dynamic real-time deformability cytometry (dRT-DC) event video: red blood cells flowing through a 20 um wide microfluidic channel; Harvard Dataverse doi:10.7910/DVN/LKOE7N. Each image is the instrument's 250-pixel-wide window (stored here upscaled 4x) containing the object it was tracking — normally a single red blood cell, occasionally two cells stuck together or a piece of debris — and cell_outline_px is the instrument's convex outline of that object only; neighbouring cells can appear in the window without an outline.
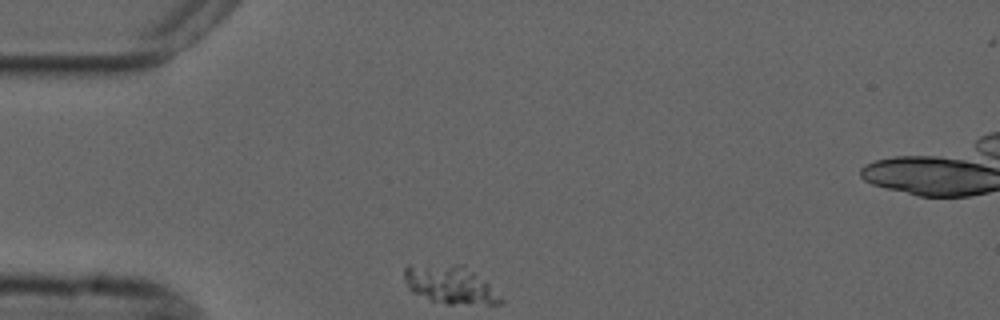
{"species": "common noctule bat (a hibernating species)", "species_latin": "Nyctalus noctula", "temperature_condition": "cold", "stored_images_in_passage": 34, "camera_frame_rate_fps": 3000, "um_per_image_px": 0.085, "animal": {"sex": "male", "forearm_length_mm": 52.5}, "frame": {"image": 1, "passage_image": 1, "time_ms": 0.0, "image_size_px": [1000, 320], "cell_outline_px": [[504, 300], [500, 304], [448, 304], [428, 300], [412, 292], [408, 288], [404, 280], [404, 268], [408, 264], [464, 264], [484, 280]], "centroid_in_image_um": [38.21, 24.18], "position_along_channel_um": 46.8, "area_um2": 21.68}}
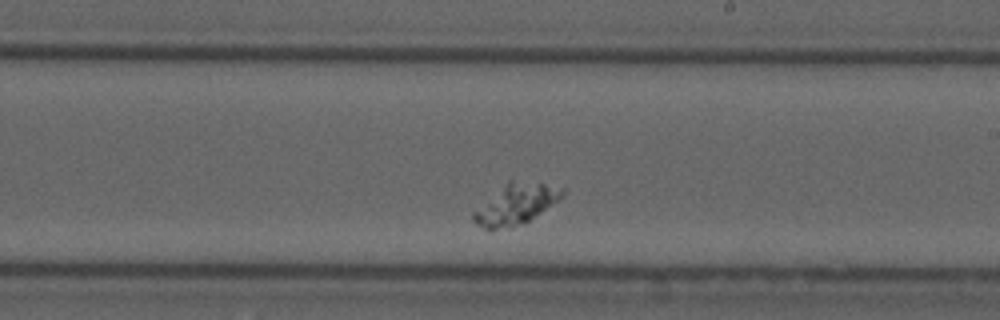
{"frame": {"image": 2, "passage_image": 20, "time_ms": 6.333, "image_size_px": [1000, 320], "cell_outline_px": [[564, 196], [560, 200], [528, 220], [508, 228], [484, 228], [476, 224], [472, 220], [472, 212], [508, 180], [512, 180], [544, 184], [564, 188]], "centroid_in_image_um": [43.84, 17.34], "position_along_channel_um": 245.2, "area_um2": 20.52}}
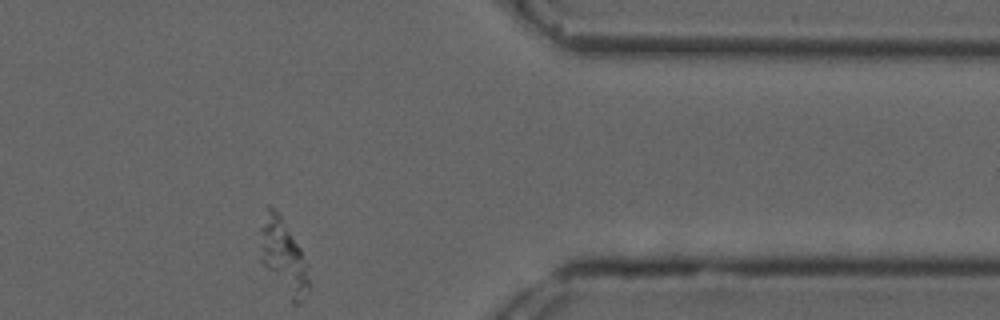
{"frame": {"image": 3, "passage_image": 34, "time_ms": 11.0, "image_size_px": [1000, 320], "cell_outline_px": [[308, 288], [300, 304], [292, 304], [260, 260], [260, 228], [268, 204], [280, 216], [300, 248], [308, 264]], "centroid_in_image_um": [24.08, 21.85], "position_along_channel_um": 387.3, "area_um2": 20.87}}